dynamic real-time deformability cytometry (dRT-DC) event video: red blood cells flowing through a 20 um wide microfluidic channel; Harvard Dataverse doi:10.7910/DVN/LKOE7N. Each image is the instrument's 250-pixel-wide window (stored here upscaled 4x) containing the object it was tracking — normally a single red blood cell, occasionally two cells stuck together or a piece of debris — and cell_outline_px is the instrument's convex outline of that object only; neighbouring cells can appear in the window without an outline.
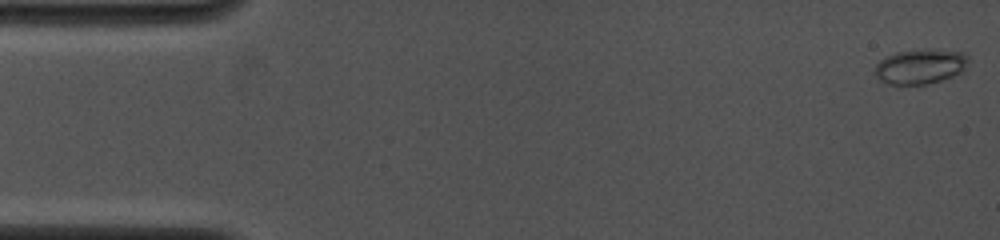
{"species": "common noctule bat (a hibernating species)", "species_latin": "Nyctalus noctula", "temperature_condition": "cold", "stored_images_in_passage": 15, "camera_frame_rate_fps": 4000, "um_per_image_px": 0.085, "animal": {"sex": "female", "body_mass_g": 19.0, "forearm_length_mm": 53.3}, "frame": {"image": 1, "passage_image": 1, "time_ms": 0.0, "image_size_px": [1000, 240], "cell_outline_px": [[968, 60], [964, 72], [928, 84], [896, 88], [880, 80], [872, 72], [876, 64], [880, 60], [896, 52], [924, 48], [936, 48], [964, 52], [968, 56]], "centroid_in_image_um": [78.2, 5.67], "position_along_channel_um": 6.8, "area_um2": 20.0}}
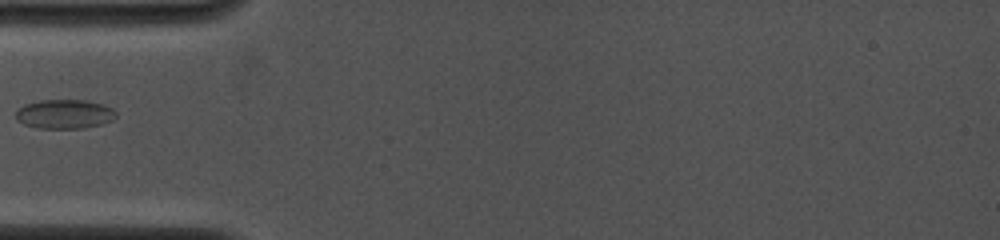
{"frame": {"image": 2, "passage_image": 10, "time_ms": 5.0, "image_size_px": [1000, 240], "cell_outline_px": [[116, 116], [112, 120], [100, 124], [84, 128], [36, 128], [24, 124], [16, 120], [16, 112], [24, 104], [40, 100], [84, 100], [104, 104], [112, 108], [116, 112]], "centroid_in_image_um": [5.48, 9.69], "position_along_channel_um": 79.5, "area_um2": 17.05}}
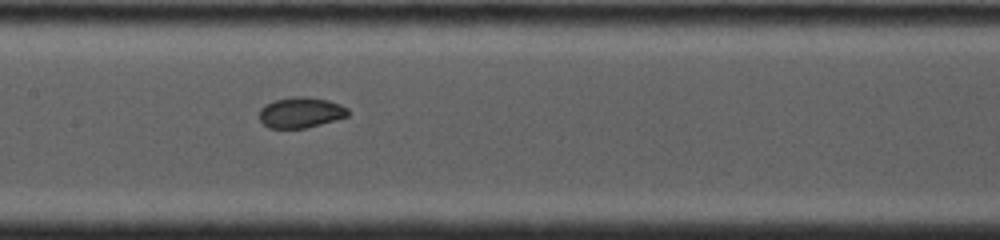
{"frame": {"image": 3, "passage_image": 15, "time_ms": 7.5, "image_size_px": [1000, 240], "cell_outline_px": [[348, 116], [336, 120], [304, 128], [268, 128], [260, 120], [260, 108], [272, 100], [292, 96], [308, 96], [328, 100], [340, 104], [348, 108]], "centroid_in_image_um": [25.56, 9.55], "position_along_channel_um": 181.8, "area_um2": 15.95}}